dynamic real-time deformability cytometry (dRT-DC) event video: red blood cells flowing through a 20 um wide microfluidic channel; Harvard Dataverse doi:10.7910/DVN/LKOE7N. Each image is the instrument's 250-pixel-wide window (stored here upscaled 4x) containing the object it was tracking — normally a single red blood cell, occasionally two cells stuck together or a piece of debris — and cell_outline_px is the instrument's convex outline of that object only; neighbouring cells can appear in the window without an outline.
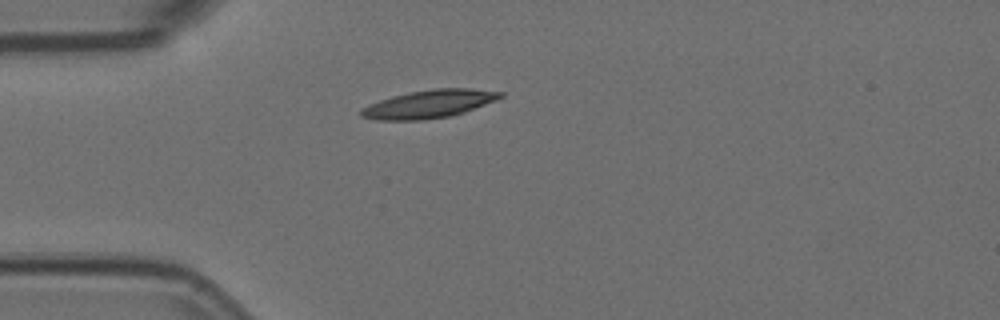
{"species": "Egyptian fruit bat (a non-hibernating species)", "species_latin": "Rousettus aegyptiacus", "temperature_condition": "room temperature", "stored_images_in_passage": 1, "camera_frame_rate_fps": 3000, "um_per_image_px": 0.085, "animal": {"sex": "female"}, "frame": {"image": 1, "passage_image": 1, "time_ms": 0.0, "image_size_px": [1000, 320], "cell_outline_px": [[504, 96], [496, 100], [464, 112], [448, 116], [424, 120], [376, 120], [360, 116], [360, 108], [368, 104], [392, 96], [408, 92], [432, 88], [468, 88], [504, 92]], "centroid_in_image_um": [36.44, 8.83], "position_along_channel_um": 48.6, "area_um2": 22.83}}